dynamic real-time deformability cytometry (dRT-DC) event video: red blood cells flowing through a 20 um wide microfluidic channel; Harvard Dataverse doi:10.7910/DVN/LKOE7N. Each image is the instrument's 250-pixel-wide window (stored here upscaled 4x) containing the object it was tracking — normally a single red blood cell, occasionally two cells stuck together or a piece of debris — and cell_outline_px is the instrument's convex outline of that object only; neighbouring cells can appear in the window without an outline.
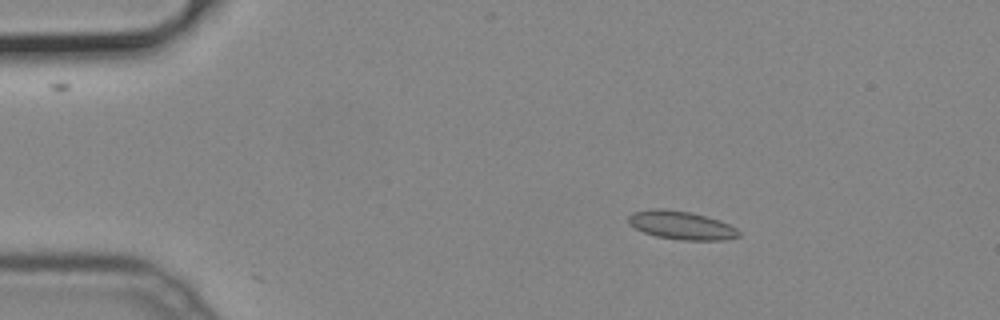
{"species": "common noctule bat (a hibernating species)", "species_latin": "Nyctalus noctula", "temperature_condition": "cold", "stored_images_in_passage": 52, "camera_frame_rate_fps": 3000, "um_per_image_px": 0.085, "animal": {"sex": "male", "body_mass_g": 19.2, "forearm_length_mm": 51.8}, "frame": {"image": 1, "passage_image": 9, "time_ms": 2.667, "image_size_px": [1000, 320], "cell_outline_px": [[740, 236], [724, 240], [680, 240], [656, 236], [644, 232], [628, 224], [628, 216], [632, 212], [652, 208], [664, 208], [692, 212], [720, 220], [736, 228], [740, 232]], "centroid_in_image_um": [57.9, 19.13], "position_along_channel_um": 27.1, "area_um2": 18.44}}
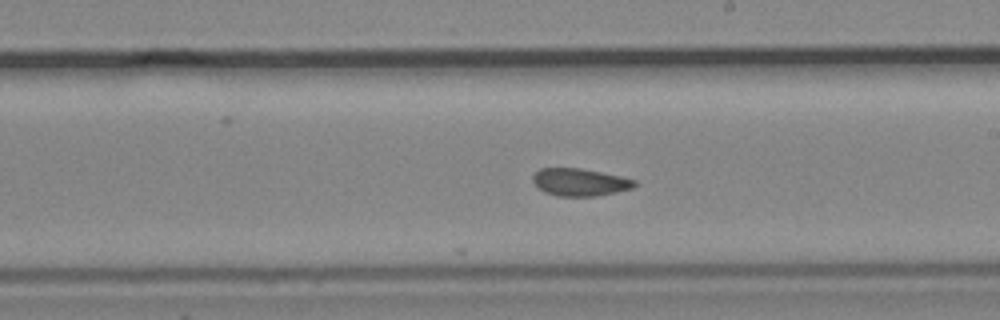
{"frame": {"image": 2, "passage_image": 30, "time_ms": 9.667, "image_size_px": [1000, 320], "cell_outline_px": [[636, 184], [632, 188], [616, 192], [596, 196], [560, 196], [544, 192], [532, 180], [532, 176], [540, 168], [580, 168], [620, 176], [636, 180]], "centroid_in_image_um": [49.28, 15.48], "position_along_channel_um": 239.7, "area_um2": 16.13}}
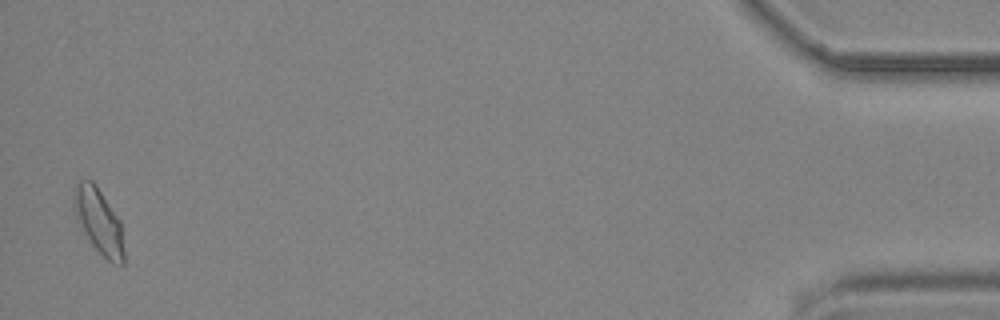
{"frame": {"image": 3, "passage_image": 51, "time_ms": 16.667, "image_size_px": [1000, 320], "cell_outline_px": [[124, 264], [112, 264], [92, 244], [76, 220], [72, 204], [72, 192], [76, 184], [80, 180], [92, 180], [96, 184], [120, 220], [124, 252]], "centroid_in_image_um": [8.37, 18.76], "position_along_channel_um": 426.8, "area_um2": 19.13}}